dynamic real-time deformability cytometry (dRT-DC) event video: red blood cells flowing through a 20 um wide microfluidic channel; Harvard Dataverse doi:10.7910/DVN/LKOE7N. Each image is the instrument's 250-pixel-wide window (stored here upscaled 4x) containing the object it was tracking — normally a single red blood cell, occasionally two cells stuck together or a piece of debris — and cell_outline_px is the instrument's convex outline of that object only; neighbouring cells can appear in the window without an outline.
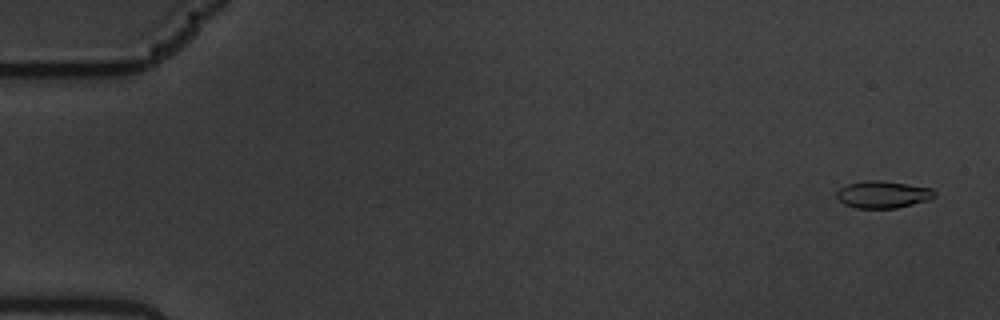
{"species": "common noctule bat (a hibernating species)", "species_latin": "Nyctalus noctula", "temperature_condition": "warm", "stored_images_in_passage": 61, "camera_frame_rate_fps": 3000, "um_per_image_px": 0.085, "animal": {"sex": "male", "body_mass_g": 19.5, "forearm_length_mm": 54.6}, "frame": {"image": 1, "passage_image": 3, "time_ms": 0.667, "image_size_px": [1000, 320], "cell_outline_px": [[936, 196], [932, 200], [896, 208], [856, 208], [844, 204], [836, 196], [836, 192], [840, 188], [848, 184], [864, 180], [880, 180], [908, 184], [932, 188], [936, 192]], "centroid_in_image_um": [75.09, 16.53], "position_along_channel_um": 9.9, "area_um2": 15.66}}
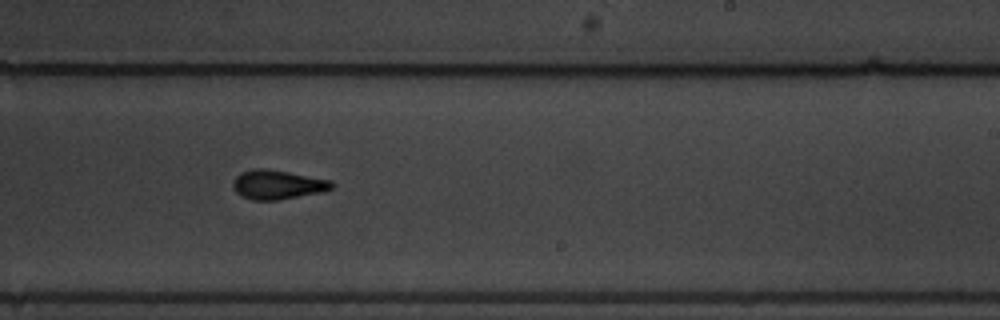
{"frame": {"image": 2, "passage_image": 38, "time_ms": 12.333, "image_size_px": [1000, 320], "cell_outline_px": [[336, 184], [332, 188], [320, 192], [280, 200], [252, 200], [240, 196], [232, 188], [232, 180], [240, 172], [252, 168], [264, 168], [288, 172], [332, 180]], "centroid_in_image_um": [23.55, 15.69], "position_along_channel_um": 265.5, "area_um2": 17.05}}
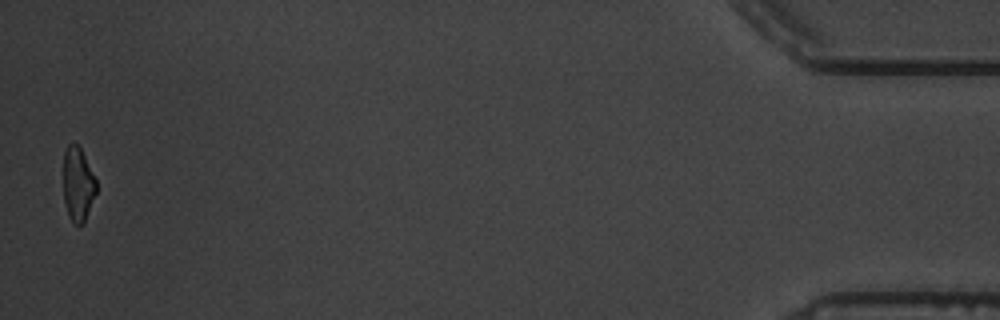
{"frame": {"image": 3, "passage_image": 60, "time_ms": 19.667, "image_size_px": [1000, 320], "cell_outline_px": [[96, 192], [84, 224], [72, 224], [68, 216], [64, 200], [64, 152], [68, 144], [76, 144], [80, 148], [96, 180]], "centroid_in_image_um": [6.62, 15.71], "position_along_channel_um": 428.6, "area_um2": 14.05}, "authors_computed_cell_mechanics": {"area_um2": 16.0684, "velocity_mm_per_s": 3.4244, "shape_relaxation_time_tau1_ms": 5.1196, "shape_relaxation_time_tau2_ms": 2.3795, "deformation_change_tau1": 0.1623, "deformation_change_tau2": 0.0902}}